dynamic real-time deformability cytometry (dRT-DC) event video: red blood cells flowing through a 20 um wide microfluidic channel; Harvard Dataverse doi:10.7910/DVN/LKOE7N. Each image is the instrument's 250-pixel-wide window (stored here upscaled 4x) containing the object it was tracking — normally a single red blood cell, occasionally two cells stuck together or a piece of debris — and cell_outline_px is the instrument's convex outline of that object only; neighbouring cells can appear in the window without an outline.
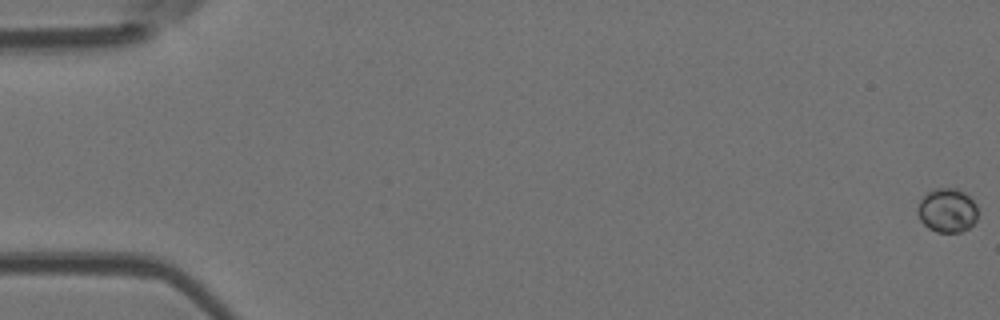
{"species": "Egyptian fruit bat (a non-hibernating species)", "species_latin": "Rousettus aegyptiacus", "temperature_condition": "room temperature", "stored_images_in_passage": 6, "camera_frame_rate_fps": 3000, "um_per_image_px": 0.085, "animal": {"sex": "female"}, "frame": {"image": 1, "passage_image": 1, "time_ms": 0.0, "image_size_px": [1000, 320], "cell_outline_px": [[976, 220], [968, 228], [960, 232], [936, 232], [928, 228], [920, 220], [916, 208], [920, 200], [932, 188], [956, 188], [964, 192], [976, 204]], "centroid_in_image_um": [80.48, 17.88], "position_along_channel_um": 4.5, "area_um2": 15.43}}